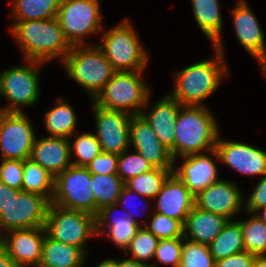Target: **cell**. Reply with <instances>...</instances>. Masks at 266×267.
I'll list each match as a JSON object with an SVG mask.
<instances>
[{
	"label": "cell",
	"instance_id": "11",
	"mask_svg": "<svg viewBox=\"0 0 266 267\" xmlns=\"http://www.w3.org/2000/svg\"><path fill=\"white\" fill-rule=\"evenodd\" d=\"M35 140L33 127L23 111H0V149L2 159H29Z\"/></svg>",
	"mask_w": 266,
	"mask_h": 267
},
{
	"label": "cell",
	"instance_id": "43",
	"mask_svg": "<svg viewBox=\"0 0 266 267\" xmlns=\"http://www.w3.org/2000/svg\"><path fill=\"white\" fill-rule=\"evenodd\" d=\"M255 256L243 251L215 261V267H252Z\"/></svg>",
	"mask_w": 266,
	"mask_h": 267
},
{
	"label": "cell",
	"instance_id": "18",
	"mask_svg": "<svg viewBox=\"0 0 266 267\" xmlns=\"http://www.w3.org/2000/svg\"><path fill=\"white\" fill-rule=\"evenodd\" d=\"M232 15L238 40L266 71L264 35L256 16L251 12L245 0H238L237 6L232 10Z\"/></svg>",
	"mask_w": 266,
	"mask_h": 267
},
{
	"label": "cell",
	"instance_id": "13",
	"mask_svg": "<svg viewBox=\"0 0 266 267\" xmlns=\"http://www.w3.org/2000/svg\"><path fill=\"white\" fill-rule=\"evenodd\" d=\"M96 138L103 152L121 154L127 151L132 115L123 111L108 110L94 104Z\"/></svg>",
	"mask_w": 266,
	"mask_h": 267
},
{
	"label": "cell",
	"instance_id": "50",
	"mask_svg": "<svg viewBox=\"0 0 266 267\" xmlns=\"http://www.w3.org/2000/svg\"><path fill=\"white\" fill-rule=\"evenodd\" d=\"M258 211H263L262 214L257 215L258 213H255V216L260 219L265 225H266V207H263L261 209H258Z\"/></svg>",
	"mask_w": 266,
	"mask_h": 267
},
{
	"label": "cell",
	"instance_id": "35",
	"mask_svg": "<svg viewBox=\"0 0 266 267\" xmlns=\"http://www.w3.org/2000/svg\"><path fill=\"white\" fill-rule=\"evenodd\" d=\"M159 239L155 237L147 228L140 227L137 230L136 235L130 241L128 248L125 251L128 256L127 250H130L133 254L131 259L136 260L139 263H144L141 260H148L154 257Z\"/></svg>",
	"mask_w": 266,
	"mask_h": 267
},
{
	"label": "cell",
	"instance_id": "6",
	"mask_svg": "<svg viewBox=\"0 0 266 267\" xmlns=\"http://www.w3.org/2000/svg\"><path fill=\"white\" fill-rule=\"evenodd\" d=\"M104 52L115 72L142 71L147 65V53L128 19L112 28L102 37Z\"/></svg>",
	"mask_w": 266,
	"mask_h": 267
},
{
	"label": "cell",
	"instance_id": "19",
	"mask_svg": "<svg viewBox=\"0 0 266 267\" xmlns=\"http://www.w3.org/2000/svg\"><path fill=\"white\" fill-rule=\"evenodd\" d=\"M156 212L181 221L183 224L195 206V195L172 173L155 196Z\"/></svg>",
	"mask_w": 266,
	"mask_h": 267
},
{
	"label": "cell",
	"instance_id": "30",
	"mask_svg": "<svg viewBox=\"0 0 266 267\" xmlns=\"http://www.w3.org/2000/svg\"><path fill=\"white\" fill-rule=\"evenodd\" d=\"M95 196V216L103 207L117 204L125 182L117 174H91Z\"/></svg>",
	"mask_w": 266,
	"mask_h": 267
},
{
	"label": "cell",
	"instance_id": "12",
	"mask_svg": "<svg viewBox=\"0 0 266 267\" xmlns=\"http://www.w3.org/2000/svg\"><path fill=\"white\" fill-rule=\"evenodd\" d=\"M50 201L39 194L20 191L0 214V230L45 227ZM2 227V228H1Z\"/></svg>",
	"mask_w": 266,
	"mask_h": 267
},
{
	"label": "cell",
	"instance_id": "31",
	"mask_svg": "<svg viewBox=\"0 0 266 267\" xmlns=\"http://www.w3.org/2000/svg\"><path fill=\"white\" fill-rule=\"evenodd\" d=\"M12 12L17 22L57 17L61 0H13Z\"/></svg>",
	"mask_w": 266,
	"mask_h": 267
},
{
	"label": "cell",
	"instance_id": "28",
	"mask_svg": "<svg viewBox=\"0 0 266 267\" xmlns=\"http://www.w3.org/2000/svg\"><path fill=\"white\" fill-rule=\"evenodd\" d=\"M208 246L215 261L245 251L240 223L228 221Z\"/></svg>",
	"mask_w": 266,
	"mask_h": 267
},
{
	"label": "cell",
	"instance_id": "1",
	"mask_svg": "<svg viewBox=\"0 0 266 267\" xmlns=\"http://www.w3.org/2000/svg\"><path fill=\"white\" fill-rule=\"evenodd\" d=\"M11 32L21 45L26 61L47 62L57 56L64 61L72 48L57 17L15 22Z\"/></svg>",
	"mask_w": 266,
	"mask_h": 267
},
{
	"label": "cell",
	"instance_id": "4",
	"mask_svg": "<svg viewBox=\"0 0 266 267\" xmlns=\"http://www.w3.org/2000/svg\"><path fill=\"white\" fill-rule=\"evenodd\" d=\"M141 72H114L93 99V104L108 110L123 111L132 116L140 115L142 111L139 108L148 104L150 93L145 82L141 80Z\"/></svg>",
	"mask_w": 266,
	"mask_h": 267
},
{
	"label": "cell",
	"instance_id": "41",
	"mask_svg": "<svg viewBox=\"0 0 266 267\" xmlns=\"http://www.w3.org/2000/svg\"><path fill=\"white\" fill-rule=\"evenodd\" d=\"M118 154L101 152L85 167L91 174H117Z\"/></svg>",
	"mask_w": 266,
	"mask_h": 267
},
{
	"label": "cell",
	"instance_id": "48",
	"mask_svg": "<svg viewBox=\"0 0 266 267\" xmlns=\"http://www.w3.org/2000/svg\"><path fill=\"white\" fill-rule=\"evenodd\" d=\"M252 267H266V255L255 256Z\"/></svg>",
	"mask_w": 266,
	"mask_h": 267
},
{
	"label": "cell",
	"instance_id": "34",
	"mask_svg": "<svg viewBox=\"0 0 266 267\" xmlns=\"http://www.w3.org/2000/svg\"><path fill=\"white\" fill-rule=\"evenodd\" d=\"M179 267H215V260L207 244L186 239Z\"/></svg>",
	"mask_w": 266,
	"mask_h": 267
},
{
	"label": "cell",
	"instance_id": "32",
	"mask_svg": "<svg viewBox=\"0 0 266 267\" xmlns=\"http://www.w3.org/2000/svg\"><path fill=\"white\" fill-rule=\"evenodd\" d=\"M173 170L154 168L149 172L130 178L125 182V186L139 196L155 198Z\"/></svg>",
	"mask_w": 266,
	"mask_h": 267
},
{
	"label": "cell",
	"instance_id": "14",
	"mask_svg": "<svg viewBox=\"0 0 266 267\" xmlns=\"http://www.w3.org/2000/svg\"><path fill=\"white\" fill-rule=\"evenodd\" d=\"M129 139L140 153L154 168H174L171 152L157 138L155 132L141 115H133L130 121Z\"/></svg>",
	"mask_w": 266,
	"mask_h": 267
},
{
	"label": "cell",
	"instance_id": "38",
	"mask_svg": "<svg viewBox=\"0 0 266 267\" xmlns=\"http://www.w3.org/2000/svg\"><path fill=\"white\" fill-rule=\"evenodd\" d=\"M150 223L144 227L159 240L184 237V224L177 219L155 212Z\"/></svg>",
	"mask_w": 266,
	"mask_h": 267
},
{
	"label": "cell",
	"instance_id": "44",
	"mask_svg": "<svg viewBox=\"0 0 266 267\" xmlns=\"http://www.w3.org/2000/svg\"><path fill=\"white\" fill-rule=\"evenodd\" d=\"M21 190L11 188L0 181V214L5 212V209L11 203L13 197H17Z\"/></svg>",
	"mask_w": 266,
	"mask_h": 267
},
{
	"label": "cell",
	"instance_id": "23",
	"mask_svg": "<svg viewBox=\"0 0 266 267\" xmlns=\"http://www.w3.org/2000/svg\"><path fill=\"white\" fill-rule=\"evenodd\" d=\"M227 222L228 220L220 215L194 206L184 224V239L209 245L220 234Z\"/></svg>",
	"mask_w": 266,
	"mask_h": 267
},
{
	"label": "cell",
	"instance_id": "2",
	"mask_svg": "<svg viewBox=\"0 0 266 267\" xmlns=\"http://www.w3.org/2000/svg\"><path fill=\"white\" fill-rule=\"evenodd\" d=\"M219 130L204 106H182L175 124V159L215 149Z\"/></svg>",
	"mask_w": 266,
	"mask_h": 267
},
{
	"label": "cell",
	"instance_id": "37",
	"mask_svg": "<svg viewBox=\"0 0 266 267\" xmlns=\"http://www.w3.org/2000/svg\"><path fill=\"white\" fill-rule=\"evenodd\" d=\"M126 151L118 155L117 175L124 181L130 178L149 172L154 167L137 151L134 154H125Z\"/></svg>",
	"mask_w": 266,
	"mask_h": 267
},
{
	"label": "cell",
	"instance_id": "24",
	"mask_svg": "<svg viewBox=\"0 0 266 267\" xmlns=\"http://www.w3.org/2000/svg\"><path fill=\"white\" fill-rule=\"evenodd\" d=\"M117 204L109 205L103 207L99 210L96 215V233L98 235L104 234L105 232H101V228L106 227L107 224L109 227V236L111 240L119 246L122 250L126 251L128 248L130 241L134 238L137 233V230L141 227L140 223L135 220L132 215L127 211L124 216H120L114 218L110 223L108 220L111 217L112 212L117 208Z\"/></svg>",
	"mask_w": 266,
	"mask_h": 267
},
{
	"label": "cell",
	"instance_id": "42",
	"mask_svg": "<svg viewBox=\"0 0 266 267\" xmlns=\"http://www.w3.org/2000/svg\"><path fill=\"white\" fill-rule=\"evenodd\" d=\"M263 207H266V174L251 194L245 209L247 212L254 214Z\"/></svg>",
	"mask_w": 266,
	"mask_h": 267
},
{
	"label": "cell",
	"instance_id": "15",
	"mask_svg": "<svg viewBox=\"0 0 266 267\" xmlns=\"http://www.w3.org/2000/svg\"><path fill=\"white\" fill-rule=\"evenodd\" d=\"M211 154L242 174L252 176L266 174V152L259 148L245 143L222 141L218 138Z\"/></svg>",
	"mask_w": 266,
	"mask_h": 267
},
{
	"label": "cell",
	"instance_id": "16",
	"mask_svg": "<svg viewBox=\"0 0 266 267\" xmlns=\"http://www.w3.org/2000/svg\"><path fill=\"white\" fill-rule=\"evenodd\" d=\"M11 238L0 237V245L19 267H38L42 257V245L46 237L45 227L8 231ZM44 233V234H43ZM9 238V239H8Z\"/></svg>",
	"mask_w": 266,
	"mask_h": 267
},
{
	"label": "cell",
	"instance_id": "5",
	"mask_svg": "<svg viewBox=\"0 0 266 267\" xmlns=\"http://www.w3.org/2000/svg\"><path fill=\"white\" fill-rule=\"evenodd\" d=\"M63 62L68 76L88 90L92 99L115 72L98 45L96 47L72 46Z\"/></svg>",
	"mask_w": 266,
	"mask_h": 267
},
{
	"label": "cell",
	"instance_id": "29",
	"mask_svg": "<svg viewBox=\"0 0 266 267\" xmlns=\"http://www.w3.org/2000/svg\"><path fill=\"white\" fill-rule=\"evenodd\" d=\"M57 105L45 114V126L49 137H71L76 127V115L72 107L58 98Z\"/></svg>",
	"mask_w": 266,
	"mask_h": 267
},
{
	"label": "cell",
	"instance_id": "36",
	"mask_svg": "<svg viewBox=\"0 0 266 267\" xmlns=\"http://www.w3.org/2000/svg\"><path fill=\"white\" fill-rule=\"evenodd\" d=\"M101 152L100 143L95 134L83 133L78 136L74 144H70V155L73 153V155L79 158L77 161L71 162L74 166L85 167Z\"/></svg>",
	"mask_w": 266,
	"mask_h": 267
},
{
	"label": "cell",
	"instance_id": "39",
	"mask_svg": "<svg viewBox=\"0 0 266 267\" xmlns=\"http://www.w3.org/2000/svg\"><path fill=\"white\" fill-rule=\"evenodd\" d=\"M184 241V237L160 239L154 254L157 262L179 267Z\"/></svg>",
	"mask_w": 266,
	"mask_h": 267
},
{
	"label": "cell",
	"instance_id": "8",
	"mask_svg": "<svg viewBox=\"0 0 266 267\" xmlns=\"http://www.w3.org/2000/svg\"><path fill=\"white\" fill-rule=\"evenodd\" d=\"M92 189L91 173L87 168L71 165L55 178L51 203L95 215V196Z\"/></svg>",
	"mask_w": 266,
	"mask_h": 267
},
{
	"label": "cell",
	"instance_id": "46",
	"mask_svg": "<svg viewBox=\"0 0 266 267\" xmlns=\"http://www.w3.org/2000/svg\"><path fill=\"white\" fill-rule=\"evenodd\" d=\"M157 263L146 264V263H139L134 259H127L122 261H117V267H155Z\"/></svg>",
	"mask_w": 266,
	"mask_h": 267
},
{
	"label": "cell",
	"instance_id": "49",
	"mask_svg": "<svg viewBox=\"0 0 266 267\" xmlns=\"http://www.w3.org/2000/svg\"><path fill=\"white\" fill-rule=\"evenodd\" d=\"M97 267H117V260L115 259L104 260Z\"/></svg>",
	"mask_w": 266,
	"mask_h": 267
},
{
	"label": "cell",
	"instance_id": "20",
	"mask_svg": "<svg viewBox=\"0 0 266 267\" xmlns=\"http://www.w3.org/2000/svg\"><path fill=\"white\" fill-rule=\"evenodd\" d=\"M182 105L170 95L162 98L147 114L140 115L150 125L160 142L170 150L175 161V124Z\"/></svg>",
	"mask_w": 266,
	"mask_h": 267
},
{
	"label": "cell",
	"instance_id": "47",
	"mask_svg": "<svg viewBox=\"0 0 266 267\" xmlns=\"http://www.w3.org/2000/svg\"><path fill=\"white\" fill-rule=\"evenodd\" d=\"M134 194V192L132 190H130L129 188H127L126 186L123 187L120 196L118 197V201H117V206L119 205V203H121V200L123 199V202H127V198L129 199L130 195ZM125 204V203H123Z\"/></svg>",
	"mask_w": 266,
	"mask_h": 267
},
{
	"label": "cell",
	"instance_id": "21",
	"mask_svg": "<svg viewBox=\"0 0 266 267\" xmlns=\"http://www.w3.org/2000/svg\"><path fill=\"white\" fill-rule=\"evenodd\" d=\"M68 140V138L49 136L37 139L30 158L56 178L72 165L69 161L72 156L70 155V142Z\"/></svg>",
	"mask_w": 266,
	"mask_h": 267
},
{
	"label": "cell",
	"instance_id": "22",
	"mask_svg": "<svg viewBox=\"0 0 266 267\" xmlns=\"http://www.w3.org/2000/svg\"><path fill=\"white\" fill-rule=\"evenodd\" d=\"M185 161L173 173L196 195L210 184L219 181L217 167L213 160L204 154L182 157Z\"/></svg>",
	"mask_w": 266,
	"mask_h": 267
},
{
	"label": "cell",
	"instance_id": "7",
	"mask_svg": "<svg viewBox=\"0 0 266 267\" xmlns=\"http://www.w3.org/2000/svg\"><path fill=\"white\" fill-rule=\"evenodd\" d=\"M47 235L58 242L81 248L87 238L96 235V216L50 203L45 223Z\"/></svg>",
	"mask_w": 266,
	"mask_h": 267
},
{
	"label": "cell",
	"instance_id": "9",
	"mask_svg": "<svg viewBox=\"0 0 266 267\" xmlns=\"http://www.w3.org/2000/svg\"><path fill=\"white\" fill-rule=\"evenodd\" d=\"M98 0H61L57 19L71 46L85 45L83 36L102 29Z\"/></svg>",
	"mask_w": 266,
	"mask_h": 267
},
{
	"label": "cell",
	"instance_id": "45",
	"mask_svg": "<svg viewBox=\"0 0 266 267\" xmlns=\"http://www.w3.org/2000/svg\"><path fill=\"white\" fill-rule=\"evenodd\" d=\"M0 267H19L8 255L7 251L0 245Z\"/></svg>",
	"mask_w": 266,
	"mask_h": 267
},
{
	"label": "cell",
	"instance_id": "10",
	"mask_svg": "<svg viewBox=\"0 0 266 267\" xmlns=\"http://www.w3.org/2000/svg\"><path fill=\"white\" fill-rule=\"evenodd\" d=\"M27 66H16L0 72V95L9 100L11 106L0 111L22 112L20 107L31 105L39 98V67L43 62L28 61ZM18 106V107H17Z\"/></svg>",
	"mask_w": 266,
	"mask_h": 267
},
{
	"label": "cell",
	"instance_id": "3",
	"mask_svg": "<svg viewBox=\"0 0 266 267\" xmlns=\"http://www.w3.org/2000/svg\"><path fill=\"white\" fill-rule=\"evenodd\" d=\"M223 53L216 49V58L195 63L175 73L176 86L169 95L182 106H200V102L211 95L227 76Z\"/></svg>",
	"mask_w": 266,
	"mask_h": 267
},
{
	"label": "cell",
	"instance_id": "26",
	"mask_svg": "<svg viewBox=\"0 0 266 267\" xmlns=\"http://www.w3.org/2000/svg\"><path fill=\"white\" fill-rule=\"evenodd\" d=\"M192 5L194 17L202 32L211 39L214 47L223 53L220 38L223 23L218 0H192Z\"/></svg>",
	"mask_w": 266,
	"mask_h": 267
},
{
	"label": "cell",
	"instance_id": "33",
	"mask_svg": "<svg viewBox=\"0 0 266 267\" xmlns=\"http://www.w3.org/2000/svg\"><path fill=\"white\" fill-rule=\"evenodd\" d=\"M241 226L245 251L256 256L266 254V225L255 214L248 221H238Z\"/></svg>",
	"mask_w": 266,
	"mask_h": 267
},
{
	"label": "cell",
	"instance_id": "27",
	"mask_svg": "<svg viewBox=\"0 0 266 267\" xmlns=\"http://www.w3.org/2000/svg\"><path fill=\"white\" fill-rule=\"evenodd\" d=\"M55 177L31 158L23 160L22 191L36 193L53 200Z\"/></svg>",
	"mask_w": 266,
	"mask_h": 267
},
{
	"label": "cell",
	"instance_id": "40",
	"mask_svg": "<svg viewBox=\"0 0 266 267\" xmlns=\"http://www.w3.org/2000/svg\"><path fill=\"white\" fill-rule=\"evenodd\" d=\"M0 181L11 188L22 190L23 160L2 159Z\"/></svg>",
	"mask_w": 266,
	"mask_h": 267
},
{
	"label": "cell",
	"instance_id": "17",
	"mask_svg": "<svg viewBox=\"0 0 266 267\" xmlns=\"http://www.w3.org/2000/svg\"><path fill=\"white\" fill-rule=\"evenodd\" d=\"M240 189L233 182L219 180L195 195V206L200 210L220 215L230 221L242 205Z\"/></svg>",
	"mask_w": 266,
	"mask_h": 267
},
{
	"label": "cell",
	"instance_id": "25",
	"mask_svg": "<svg viewBox=\"0 0 266 267\" xmlns=\"http://www.w3.org/2000/svg\"><path fill=\"white\" fill-rule=\"evenodd\" d=\"M84 255L81 248L55 241L46 234L38 267H81Z\"/></svg>",
	"mask_w": 266,
	"mask_h": 267
}]
</instances>
